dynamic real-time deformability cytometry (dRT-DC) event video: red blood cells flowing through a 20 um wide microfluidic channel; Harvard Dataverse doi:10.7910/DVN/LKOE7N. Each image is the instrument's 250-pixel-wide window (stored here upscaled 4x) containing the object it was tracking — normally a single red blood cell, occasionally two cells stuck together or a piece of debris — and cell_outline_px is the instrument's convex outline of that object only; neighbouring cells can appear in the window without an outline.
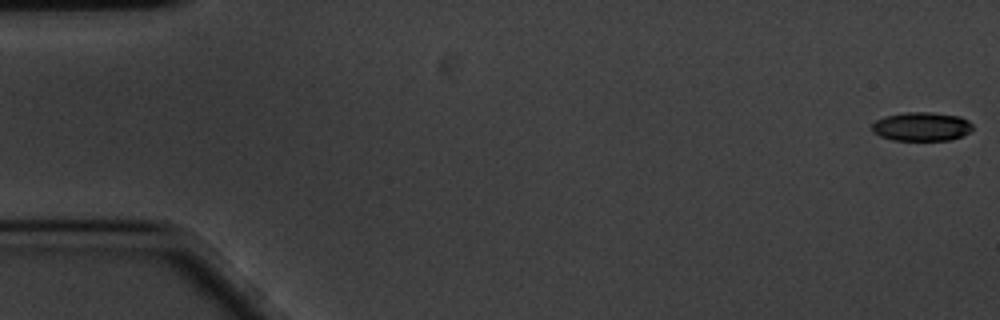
{"species": "common noctule bat (a hibernating species)", "species_latin": "Nyctalus noctula", "temperature_condition": "cold", "stored_images_in_passage": 59, "camera_frame_rate_fps": 3000, "um_per_image_px": 0.085, "animal": {"sex": "male", "body_mass_g": 20.1, "forearm_length_mm": 53.5}, "frame": {"image": 1, "passage_image": 1, "time_ms": 0.0, "image_size_px": [1000, 320], "cell_outline_px": [[972, 128], [968, 132], [952, 140], [892, 140], [880, 136], [872, 132], [872, 124], [876, 120], [884, 116], [904, 112], [932, 112], [960, 116], [968, 120], [972, 124]], "centroid_in_image_um": [78.31, 10.75], "position_along_channel_um": 6.7, "area_um2": 16.99}}
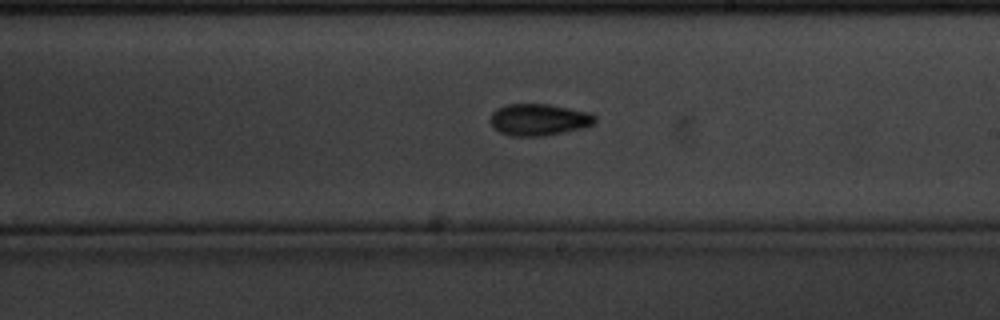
{"frame": {"image": 2, "passage_image": 34, "time_ms": 11.0, "image_size_px": [1000, 320], "cell_outline_px": [[596, 124], [584, 128], [544, 136], [508, 136], [500, 132], [492, 124], [492, 112], [496, 108], [504, 104], [548, 104], [592, 112], [596, 116]], "centroid_in_image_um": [45.86, 10.17], "position_along_channel_um": 243.1, "area_um2": 19.59}}
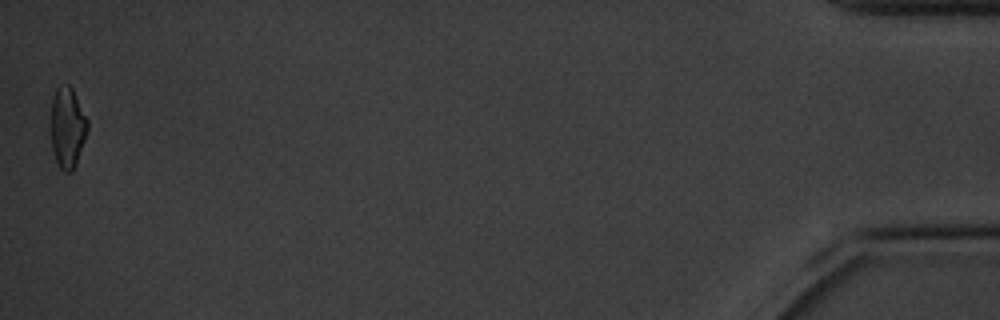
{"frame": {"image": 3, "passage_image": 59, "time_ms": 19.333, "image_size_px": [1000, 320], "cell_outline_px": [[88, 128], [76, 164], [72, 172], [64, 172], [60, 168], [56, 160], [52, 148], [48, 124], [52, 100], [56, 88], [60, 84], [68, 84], [72, 88], [88, 120]], "centroid_in_image_um": [5.69, 10.82], "position_along_channel_um": 429.5, "area_um2": 17.69}, "authors_computed_cell_mechanics": {"area_um2": 18.3226, "velocity_mm_per_s": 3.378, "shape_relaxation_time_tau1_ms": 4.148, "shape_relaxation_time_tau2_ms": 4.8655, "deformation_change_tau1": 0.1477, "deformation_change_tau2": 0.12}}